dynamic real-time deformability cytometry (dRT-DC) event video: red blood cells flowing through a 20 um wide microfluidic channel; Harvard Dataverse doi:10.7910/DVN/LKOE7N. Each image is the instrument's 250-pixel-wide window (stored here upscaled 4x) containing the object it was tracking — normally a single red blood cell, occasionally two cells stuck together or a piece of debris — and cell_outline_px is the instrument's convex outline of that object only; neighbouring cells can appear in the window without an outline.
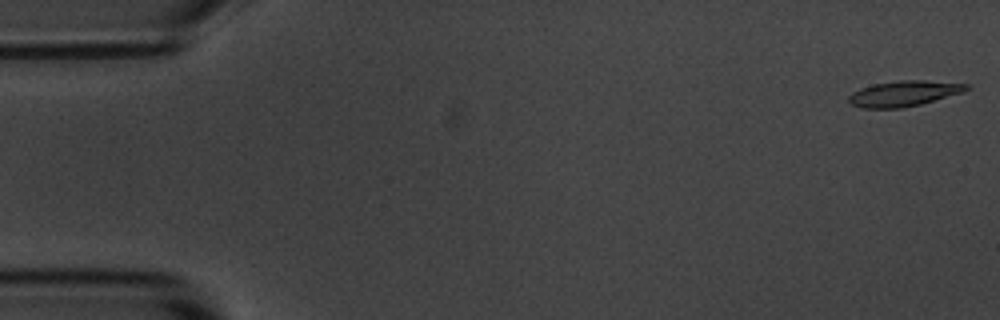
{"species": "common noctule bat (a hibernating species)", "species_latin": "Nyctalus noctula", "temperature_condition": "room temperature", "stored_images_in_passage": 54, "camera_frame_rate_fps": 3000, "um_per_image_px": 0.085, "animal": {"sex": "male", "body_mass_g": 20.1, "forearm_length_mm": 53.5}, "frame": {"image": 1, "passage_image": 1, "time_ms": 0.0, "image_size_px": [1000, 320], "cell_outline_px": [[972, 88], [964, 92], [920, 104], [904, 108], [860, 108], [852, 104], [848, 100], [848, 96], [852, 92], [860, 88], [872, 84], [900, 80], [924, 80], [968, 84]], "centroid_in_image_um": [76.83, 7.94], "position_along_channel_um": 8.2, "area_um2": 17.63}}
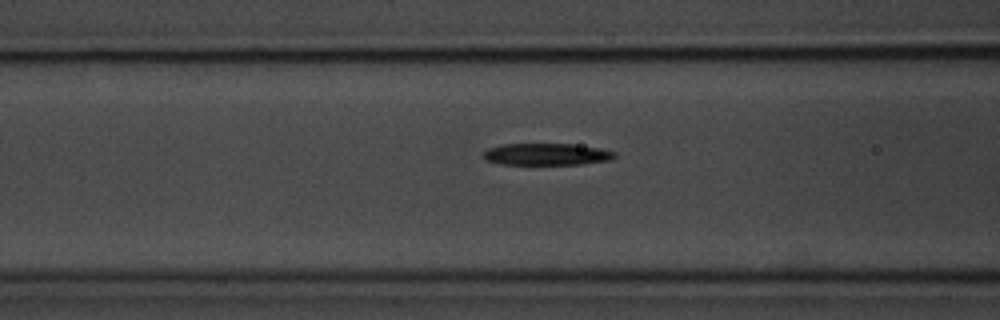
{"frame": {"image": 2, "passage_image": 21, "time_ms": 6.667, "image_size_px": [1000, 320], "cell_outline_px": [[616, 156], [612, 160], [584, 164], [500, 164], [484, 160], [484, 152], [488, 148], [504, 144], [572, 144], [600, 148], [616, 152]], "centroid_in_image_um": [46.49, 13.11], "position_along_channel_um": 120.1, "area_um2": 16.76}}
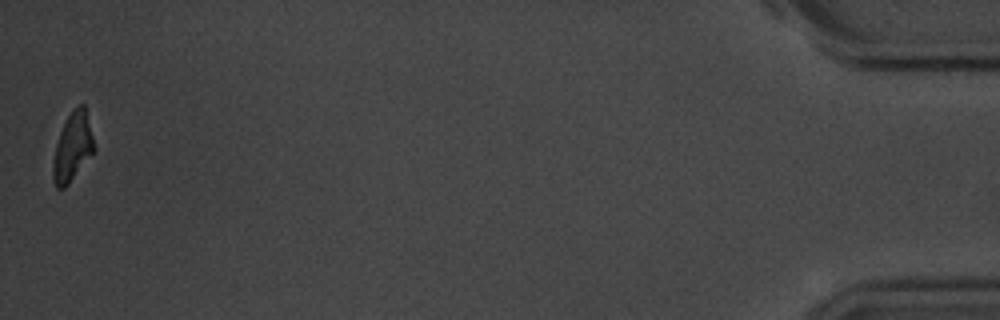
{"frame": {"image": 3, "passage_image": 54, "time_ms": 17.667, "image_size_px": [1000, 320], "cell_outline_px": [[96, 148], [68, 184], [64, 188], [56, 188], [52, 180], [52, 160], [56, 144], [60, 132], [72, 108], [80, 104], [84, 104]], "centroid_in_image_um": [6.15, 12.5], "position_along_channel_um": 429.1, "area_um2": 16.3}, "authors_computed_cell_mechanics": {"area_um2": 17.5712, "velocity_mm_per_s": 3.6646, "shape_relaxation_time_tau1_ms": 3.0409, "shape_relaxation_time_tau2_ms": 10.9067, "deformation_change_tau1": 0.161, "deformation_change_tau2": 0.2348}}